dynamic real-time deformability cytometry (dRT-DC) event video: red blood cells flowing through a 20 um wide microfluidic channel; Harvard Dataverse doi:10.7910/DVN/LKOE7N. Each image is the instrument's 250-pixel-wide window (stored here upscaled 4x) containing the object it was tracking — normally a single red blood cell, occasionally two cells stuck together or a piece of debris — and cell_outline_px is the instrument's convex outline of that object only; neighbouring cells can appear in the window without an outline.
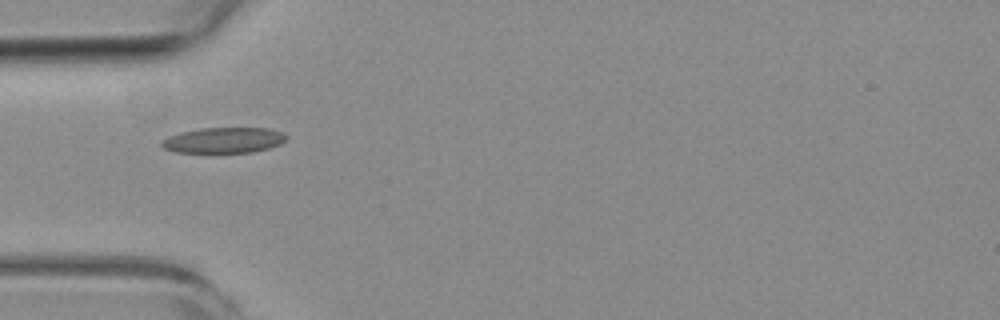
{"species": "common noctule bat (a hibernating species)", "species_latin": "Nyctalus noctula", "temperature_condition": "room temperature", "stored_images_in_passage": 3, "camera_frame_rate_fps": 3000, "um_per_image_px": 0.085, "animal": {"sex": "female", "body_mass_g": 19.3, "forearm_length_mm": 54.1}, "frame": {"image": 1, "passage_image": 1, "time_ms": 0.0, "image_size_px": [1000, 320], "cell_outline_px": [[288, 136], [280, 144], [268, 148], [252, 152], [176, 152], [164, 148], [160, 144], [160, 140], [168, 136], [180, 132], [200, 128], [268, 128], [284, 132]], "centroid_in_image_um": [19.0, 11.91], "position_along_channel_um": 66.0, "area_um2": 18.61}}
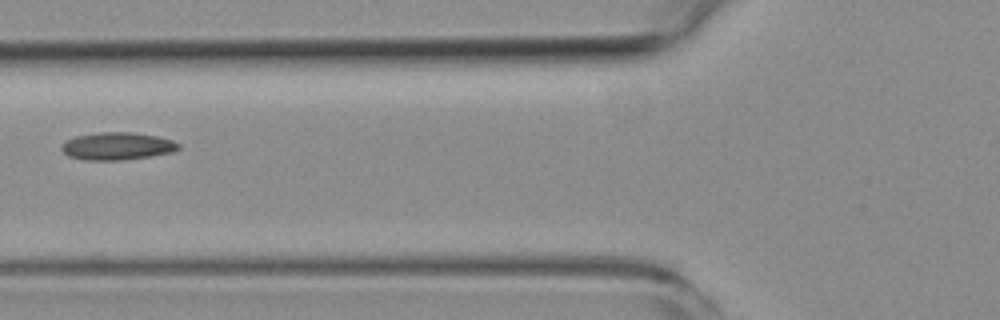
{"frame": {"image": 2, "passage_image": 2, "time_ms": 1.333, "image_size_px": [1000, 320], "cell_outline_px": [[180, 148], [172, 152], [148, 156], [120, 160], [84, 160], [68, 156], [60, 148], [60, 144], [76, 136], [96, 132], [132, 132], [156, 136], [172, 140], [180, 144]], "centroid_in_image_um": [9.93, 12.41], "position_along_channel_um": 115.9, "area_um2": 18.73}}
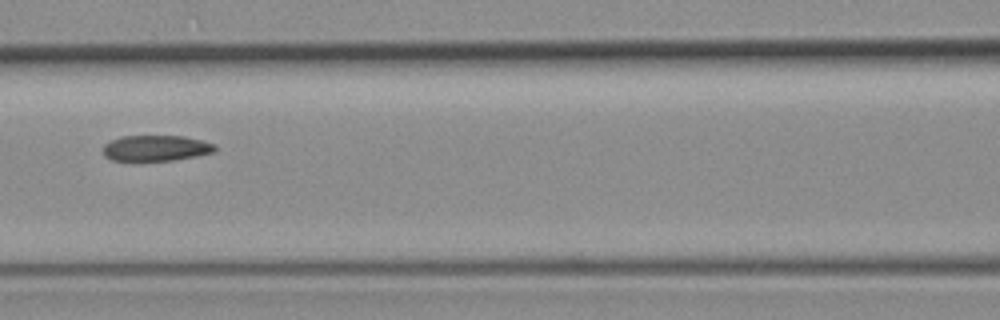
{"frame": {"image": 3, "passage_image": 3, "time_ms": 2.333, "image_size_px": [1000, 320], "cell_outline_px": [[216, 152], [196, 156], [172, 160], [112, 160], [104, 156], [104, 144], [120, 136], [184, 136], [216, 144]], "centroid_in_image_um": [13.28, 12.58], "position_along_channel_um": 153.3, "area_um2": 16.7}}